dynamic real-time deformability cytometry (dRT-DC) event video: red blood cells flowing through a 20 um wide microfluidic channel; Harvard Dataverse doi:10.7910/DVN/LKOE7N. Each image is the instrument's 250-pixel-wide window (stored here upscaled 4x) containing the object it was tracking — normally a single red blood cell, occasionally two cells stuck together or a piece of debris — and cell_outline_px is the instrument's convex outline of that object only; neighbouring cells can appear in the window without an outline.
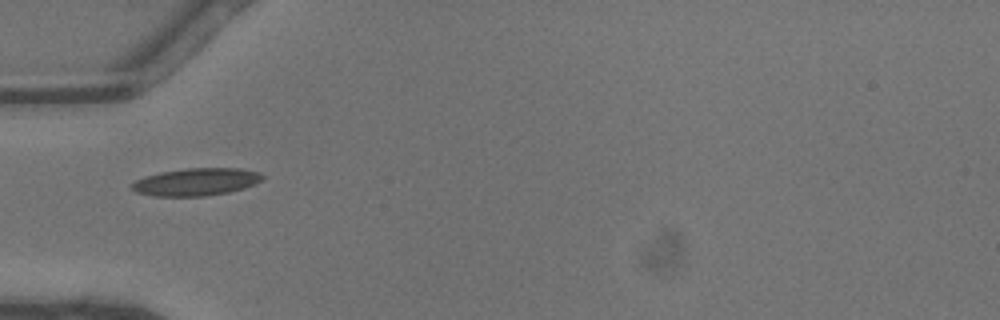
{"species": "common noctule bat (a hibernating species)", "species_latin": "Nyctalus noctula", "temperature_condition": "warm", "stored_images_in_passage": 3, "camera_frame_rate_fps": 3000, "um_per_image_px": 0.085, "animal": {"sex": "male", "body_mass_g": 13.3}, "frame": {"image": 1, "passage_image": 1, "time_ms": 0.0, "image_size_px": [1000, 320], "cell_outline_px": [[264, 180], [244, 188], [228, 192], [204, 196], [152, 196], [136, 192], [132, 188], [132, 184], [136, 180], [144, 176], [160, 172], [188, 168], [240, 168], [260, 172], [264, 176]], "centroid_in_image_um": [16.7, 15.45], "position_along_channel_um": 68.3, "area_um2": 20.98}}